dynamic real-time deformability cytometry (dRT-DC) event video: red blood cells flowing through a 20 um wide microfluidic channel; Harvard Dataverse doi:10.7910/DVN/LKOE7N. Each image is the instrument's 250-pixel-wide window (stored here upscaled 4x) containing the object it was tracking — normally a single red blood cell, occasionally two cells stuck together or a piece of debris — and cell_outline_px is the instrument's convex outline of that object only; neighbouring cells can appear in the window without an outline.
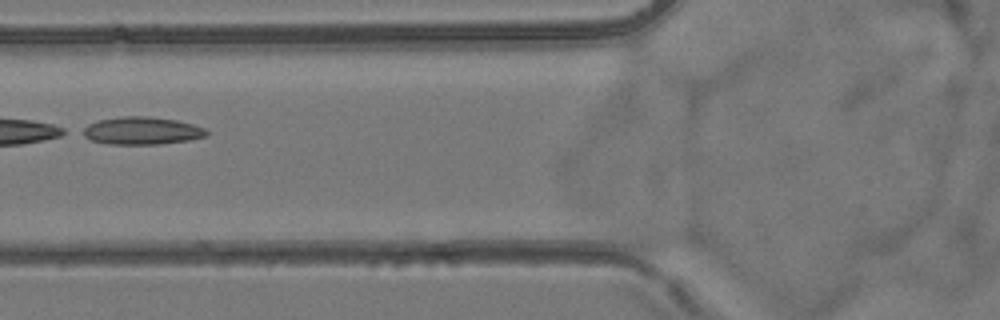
{"species": "common noctule bat (a hibernating species)", "species_latin": "Nyctalus noctula", "temperature_condition": "room temperature", "stored_images_in_passage": 4, "camera_frame_rate_fps": 3000, "um_per_image_px": 0.085, "animal": {"sex": "female", "body_mass_g": 24.6, "forearm_length_mm": 56.2}, "frame": {"image": 1, "passage_image": 2, "time_ms": 1.333, "image_size_px": [1000, 320], "cell_outline_px": [[208, 136], [188, 140], [160, 144], [108, 144], [92, 140], [76, 132], [80, 128], [88, 124], [100, 120], [120, 116], [148, 116], [176, 120], [192, 124], [204, 128], [208, 132]], "centroid_in_image_um": [11.99, 11.11], "position_along_channel_um": 113.8, "area_um2": 20.11}}
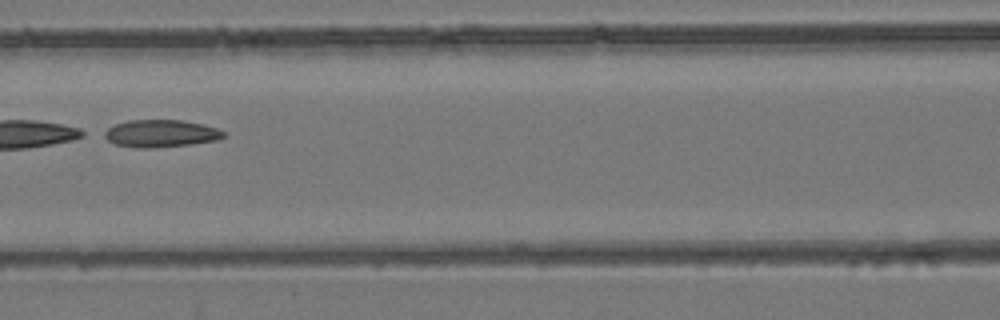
{"frame": {"image": 2, "passage_image": 3, "time_ms": 2.333, "image_size_px": [1000, 320], "cell_outline_px": [[228, 136], [220, 140], [188, 144], [152, 148], [136, 148], [112, 144], [100, 136], [100, 132], [116, 124], [128, 120], [184, 120], [204, 124], [216, 128], [224, 132]], "centroid_in_image_um": [13.62, 11.35], "position_along_channel_um": 153.0, "area_um2": 19.48}}
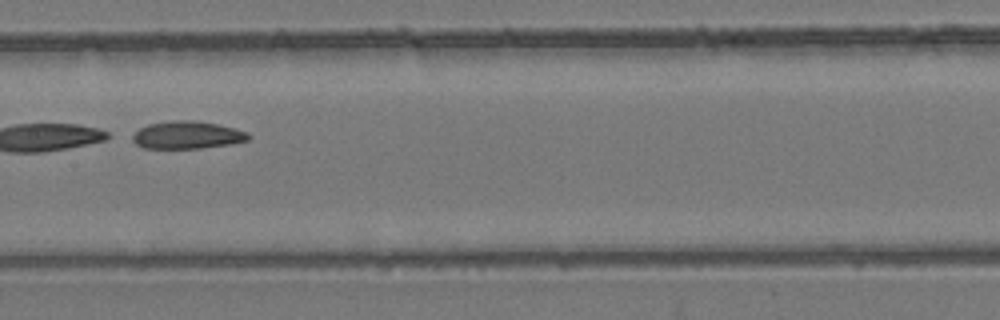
{"frame": {"image": 3, "passage_image": 4, "time_ms": 3.333, "image_size_px": [1000, 320], "cell_outline_px": [[252, 136], [248, 140], [232, 144], [200, 148], [144, 148], [136, 144], [128, 136], [140, 128], [148, 124], [172, 120], [196, 120], [216, 124], [248, 132]], "centroid_in_image_um": [15.88, 11.47], "position_along_channel_um": 191.5, "area_um2": 18.79}}